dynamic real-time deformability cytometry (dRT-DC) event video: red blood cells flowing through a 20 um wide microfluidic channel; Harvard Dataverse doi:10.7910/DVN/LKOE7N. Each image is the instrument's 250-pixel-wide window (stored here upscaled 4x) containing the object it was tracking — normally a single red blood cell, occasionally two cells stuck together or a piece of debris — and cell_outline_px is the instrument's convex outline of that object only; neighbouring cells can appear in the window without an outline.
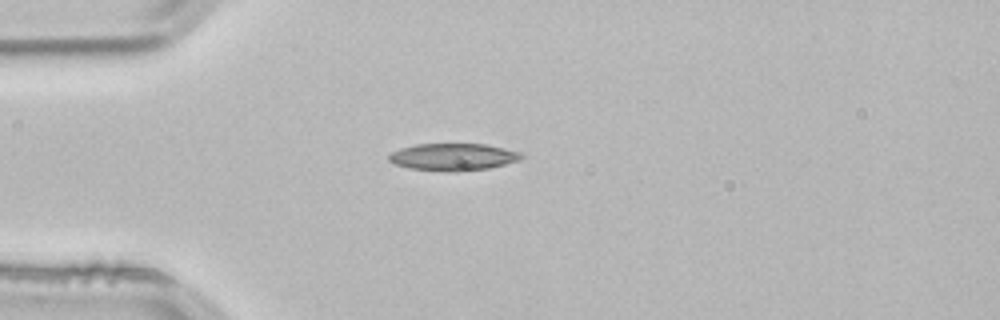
{"species": "common noctule bat (a hibernating species)", "species_latin": "Nyctalus noctula", "temperature_condition": "room temperature", "stored_images_in_passage": 40, "camera_frame_rate_fps": 3000, "um_per_image_px": 0.085, "animal": {"sex": "male", "body_mass_g": 21.5, "forearm_length_mm": 52.0}, "frame": {"image": 1, "passage_image": 1, "time_ms": 0.0, "image_size_px": [1000, 320], "cell_outline_px": [[524, 156], [520, 160], [488, 168], [460, 172], [448, 172], [408, 168], [396, 164], [388, 160], [388, 156], [392, 152], [400, 148], [416, 144], [484, 144], [520, 152]], "centroid_in_image_um": [38.49, 13.35], "position_along_channel_um": 46.5, "area_um2": 20.98}}
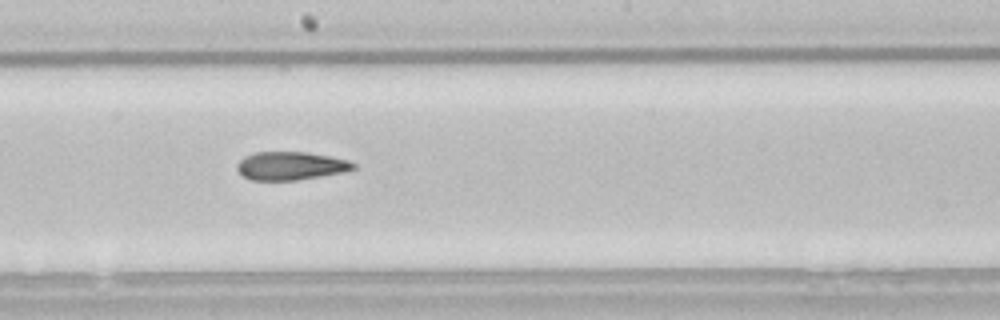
{"frame": {"image": 2, "passage_image": 16, "time_ms": 5.0, "image_size_px": [1000, 320], "cell_outline_px": [[356, 168], [344, 172], [296, 180], [252, 180], [244, 176], [236, 168], [236, 164], [244, 156], [256, 152], [308, 152], [348, 160], [356, 164]], "centroid_in_image_um": [24.7, 14.09], "position_along_channel_um": 223.5, "area_um2": 19.07}}
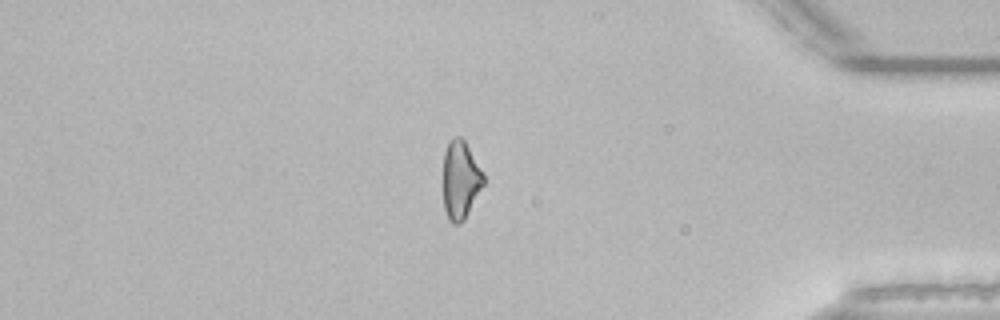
{"frame": {"image": 3, "passage_image": 32, "time_ms": 10.333, "image_size_px": [1000, 320], "cell_outline_px": [[488, 180], [464, 220], [460, 224], [452, 224], [448, 220], [444, 208], [444, 152], [448, 140], [452, 136], [460, 136], [464, 140]], "centroid_in_image_um": [39.17, 15.3], "position_along_channel_um": 396.0, "area_um2": 18.84}, "authors_computed_cell_mechanics": {"area_um2": 19.4208, "velocity_mm_per_s": 3.8524, "shape_relaxation_time_tau1_ms": null, "shape_relaxation_time_tau2_ms": 5.485, "deformation_change_tau1": null, "deformation_change_tau2": 0.1497}}